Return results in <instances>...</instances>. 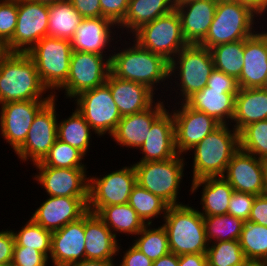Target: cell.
I'll return each instance as SVG.
<instances>
[{
    "instance_id": "cell-50",
    "label": "cell",
    "mask_w": 267,
    "mask_h": 266,
    "mask_svg": "<svg viewBox=\"0 0 267 266\" xmlns=\"http://www.w3.org/2000/svg\"><path fill=\"white\" fill-rule=\"evenodd\" d=\"M126 251H123L121 263L117 266H152L153 261L150 260L144 253L137 249L133 244H130Z\"/></svg>"
},
{
    "instance_id": "cell-20",
    "label": "cell",
    "mask_w": 267,
    "mask_h": 266,
    "mask_svg": "<svg viewBox=\"0 0 267 266\" xmlns=\"http://www.w3.org/2000/svg\"><path fill=\"white\" fill-rule=\"evenodd\" d=\"M115 28L117 29L118 25L106 17L83 18L70 40L72 50L99 54L106 56L111 61L113 53H108L106 49L112 47L110 45L112 40L114 42L115 39H118L114 38Z\"/></svg>"
},
{
    "instance_id": "cell-43",
    "label": "cell",
    "mask_w": 267,
    "mask_h": 266,
    "mask_svg": "<svg viewBox=\"0 0 267 266\" xmlns=\"http://www.w3.org/2000/svg\"><path fill=\"white\" fill-rule=\"evenodd\" d=\"M240 149L267 162V120L245 126L239 132Z\"/></svg>"
},
{
    "instance_id": "cell-15",
    "label": "cell",
    "mask_w": 267,
    "mask_h": 266,
    "mask_svg": "<svg viewBox=\"0 0 267 266\" xmlns=\"http://www.w3.org/2000/svg\"><path fill=\"white\" fill-rule=\"evenodd\" d=\"M181 103V104H180ZM178 104L181 105L176 107ZM175 103L171 113L174 120L175 146L179 155H184L221 124L206 113L196 111L185 102ZM177 108H179L177 110Z\"/></svg>"
},
{
    "instance_id": "cell-22",
    "label": "cell",
    "mask_w": 267,
    "mask_h": 266,
    "mask_svg": "<svg viewBox=\"0 0 267 266\" xmlns=\"http://www.w3.org/2000/svg\"><path fill=\"white\" fill-rule=\"evenodd\" d=\"M144 111L123 116L111 135L116 145L138 150L145 142L153 122L166 110L165 100L156 99Z\"/></svg>"
},
{
    "instance_id": "cell-51",
    "label": "cell",
    "mask_w": 267,
    "mask_h": 266,
    "mask_svg": "<svg viewBox=\"0 0 267 266\" xmlns=\"http://www.w3.org/2000/svg\"><path fill=\"white\" fill-rule=\"evenodd\" d=\"M83 18L101 17L100 0H69Z\"/></svg>"
},
{
    "instance_id": "cell-60",
    "label": "cell",
    "mask_w": 267,
    "mask_h": 266,
    "mask_svg": "<svg viewBox=\"0 0 267 266\" xmlns=\"http://www.w3.org/2000/svg\"><path fill=\"white\" fill-rule=\"evenodd\" d=\"M245 266H267L264 262H248Z\"/></svg>"
},
{
    "instance_id": "cell-35",
    "label": "cell",
    "mask_w": 267,
    "mask_h": 266,
    "mask_svg": "<svg viewBox=\"0 0 267 266\" xmlns=\"http://www.w3.org/2000/svg\"><path fill=\"white\" fill-rule=\"evenodd\" d=\"M239 243L249 262L267 263V227L243 220Z\"/></svg>"
},
{
    "instance_id": "cell-29",
    "label": "cell",
    "mask_w": 267,
    "mask_h": 266,
    "mask_svg": "<svg viewBox=\"0 0 267 266\" xmlns=\"http://www.w3.org/2000/svg\"><path fill=\"white\" fill-rule=\"evenodd\" d=\"M191 194L197 192L202 186V195L200 200V214L202 216H215L227 214L230 198L233 188L223 176L206 177L191 181Z\"/></svg>"
},
{
    "instance_id": "cell-34",
    "label": "cell",
    "mask_w": 267,
    "mask_h": 266,
    "mask_svg": "<svg viewBox=\"0 0 267 266\" xmlns=\"http://www.w3.org/2000/svg\"><path fill=\"white\" fill-rule=\"evenodd\" d=\"M71 114L67 119L57 121L59 122L57 123V139L78 149L86 156L92 145L90 142L93 130L76 108Z\"/></svg>"
},
{
    "instance_id": "cell-45",
    "label": "cell",
    "mask_w": 267,
    "mask_h": 266,
    "mask_svg": "<svg viewBox=\"0 0 267 266\" xmlns=\"http://www.w3.org/2000/svg\"><path fill=\"white\" fill-rule=\"evenodd\" d=\"M48 258L37 249L27 246H14L11 266H47Z\"/></svg>"
},
{
    "instance_id": "cell-56",
    "label": "cell",
    "mask_w": 267,
    "mask_h": 266,
    "mask_svg": "<svg viewBox=\"0 0 267 266\" xmlns=\"http://www.w3.org/2000/svg\"><path fill=\"white\" fill-rule=\"evenodd\" d=\"M115 260H82L71 263L67 266H116Z\"/></svg>"
},
{
    "instance_id": "cell-32",
    "label": "cell",
    "mask_w": 267,
    "mask_h": 266,
    "mask_svg": "<svg viewBox=\"0 0 267 266\" xmlns=\"http://www.w3.org/2000/svg\"><path fill=\"white\" fill-rule=\"evenodd\" d=\"M96 215L107 225L116 238H118V234L122 233L136 237L135 235L146 225L128 203L102 207Z\"/></svg>"
},
{
    "instance_id": "cell-53",
    "label": "cell",
    "mask_w": 267,
    "mask_h": 266,
    "mask_svg": "<svg viewBox=\"0 0 267 266\" xmlns=\"http://www.w3.org/2000/svg\"><path fill=\"white\" fill-rule=\"evenodd\" d=\"M179 266H207L206 253L180 255Z\"/></svg>"
},
{
    "instance_id": "cell-48",
    "label": "cell",
    "mask_w": 267,
    "mask_h": 266,
    "mask_svg": "<svg viewBox=\"0 0 267 266\" xmlns=\"http://www.w3.org/2000/svg\"><path fill=\"white\" fill-rule=\"evenodd\" d=\"M129 0H100L101 17L113 20L117 25L125 18Z\"/></svg>"
},
{
    "instance_id": "cell-57",
    "label": "cell",
    "mask_w": 267,
    "mask_h": 266,
    "mask_svg": "<svg viewBox=\"0 0 267 266\" xmlns=\"http://www.w3.org/2000/svg\"><path fill=\"white\" fill-rule=\"evenodd\" d=\"M7 44L0 38V62L9 54Z\"/></svg>"
},
{
    "instance_id": "cell-27",
    "label": "cell",
    "mask_w": 267,
    "mask_h": 266,
    "mask_svg": "<svg viewBox=\"0 0 267 266\" xmlns=\"http://www.w3.org/2000/svg\"><path fill=\"white\" fill-rule=\"evenodd\" d=\"M119 240L94 213L85 214L86 260H114L122 250Z\"/></svg>"
},
{
    "instance_id": "cell-24",
    "label": "cell",
    "mask_w": 267,
    "mask_h": 266,
    "mask_svg": "<svg viewBox=\"0 0 267 266\" xmlns=\"http://www.w3.org/2000/svg\"><path fill=\"white\" fill-rule=\"evenodd\" d=\"M244 65L237 79L240 88H261L267 76V31L244 40Z\"/></svg>"
},
{
    "instance_id": "cell-42",
    "label": "cell",
    "mask_w": 267,
    "mask_h": 266,
    "mask_svg": "<svg viewBox=\"0 0 267 266\" xmlns=\"http://www.w3.org/2000/svg\"><path fill=\"white\" fill-rule=\"evenodd\" d=\"M85 155L78 149L57 139L45 158L33 166H47L53 168H86L82 161Z\"/></svg>"
},
{
    "instance_id": "cell-1",
    "label": "cell",
    "mask_w": 267,
    "mask_h": 266,
    "mask_svg": "<svg viewBox=\"0 0 267 266\" xmlns=\"http://www.w3.org/2000/svg\"><path fill=\"white\" fill-rule=\"evenodd\" d=\"M132 42V46L128 47L126 44L121 50L120 47L118 50L116 47L114 50H108L114 53L110 61L111 73L119 79L144 84L155 93L160 89L158 85L170 79V62L163 56L141 47L134 40Z\"/></svg>"
},
{
    "instance_id": "cell-14",
    "label": "cell",
    "mask_w": 267,
    "mask_h": 266,
    "mask_svg": "<svg viewBox=\"0 0 267 266\" xmlns=\"http://www.w3.org/2000/svg\"><path fill=\"white\" fill-rule=\"evenodd\" d=\"M49 5L18 0L17 24L13 38L7 43L9 52L27 53L47 36Z\"/></svg>"
},
{
    "instance_id": "cell-9",
    "label": "cell",
    "mask_w": 267,
    "mask_h": 266,
    "mask_svg": "<svg viewBox=\"0 0 267 266\" xmlns=\"http://www.w3.org/2000/svg\"><path fill=\"white\" fill-rule=\"evenodd\" d=\"M132 37L141 47L163 56L169 62L188 45L176 9L141 26Z\"/></svg>"
},
{
    "instance_id": "cell-11",
    "label": "cell",
    "mask_w": 267,
    "mask_h": 266,
    "mask_svg": "<svg viewBox=\"0 0 267 266\" xmlns=\"http://www.w3.org/2000/svg\"><path fill=\"white\" fill-rule=\"evenodd\" d=\"M74 100L75 108L82 114L97 137L113 134L122 116L106 83L80 93Z\"/></svg>"
},
{
    "instance_id": "cell-18",
    "label": "cell",
    "mask_w": 267,
    "mask_h": 266,
    "mask_svg": "<svg viewBox=\"0 0 267 266\" xmlns=\"http://www.w3.org/2000/svg\"><path fill=\"white\" fill-rule=\"evenodd\" d=\"M267 162L239 149L228 163L223 177L234 191L262 195Z\"/></svg>"
},
{
    "instance_id": "cell-5",
    "label": "cell",
    "mask_w": 267,
    "mask_h": 266,
    "mask_svg": "<svg viewBox=\"0 0 267 266\" xmlns=\"http://www.w3.org/2000/svg\"><path fill=\"white\" fill-rule=\"evenodd\" d=\"M256 17L262 18L237 0H218L213 21L199 44L211 49L219 44L245 40L257 32Z\"/></svg>"
},
{
    "instance_id": "cell-40",
    "label": "cell",
    "mask_w": 267,
    "mask_h": 266,
    "mask_svg": "<svg viewBox=\"0 0 267 266\" xmlns=\"http://www.w3.org/2000/svg\"><path fill=\"white\" fill-rule=\"evenodd\" d=\"M206 257L207 266H245L249 262L238 240L209 244Z\"/></svg>"
},
{
    "instance_id": "cell-58",
    "label": "cell",
    "mask_w": 267,
    "mask_h": 266,
    "mask_svg": "<svg viewBox=\"0 0 267 266\" xmlns=\"http://www.w3.org/2000/svg\"><path fill=\"white\" fill-rule=\"evenodd\" d=\"M262 195L267 197V165L264 170V186H263Z\"/></svg>"
},
{
    "instance_id": "cell-16",
    "label": "cell",
    "mask_w": 267,
    "mask_h": 266,
    "mask_svg": "<svg viewBox=\"0 0 267 266\" xmlns=\"http://www.w3.org/2000/svg\"><path fill=\"white\" fill-rule=\"evenodd\" d=\"M49 101H11L0 105V135L14 152L24 143L36 114Z\"/></svg>"
},
{
    "instance_id": "cell-28",
    "label": "cell",
    "mask_w": 267,
    "mask_h": 266,
    "mask_svg": "<svg viewBox=\"0 0 267 266\" xmlns=\"http://www.w3.org/2000/svg\"><path fill=\"white\" fill-rule=\"evenodd\" d=\"M236 94L205 87L195 92L185 103L196 111L206 113L220 124L232 125Z\"/></svg>"
},
{
    "instance_id": "cell-19",
    "label": "cell",
    "mask_w": 267,
    "mask_h": 266,
    "mask_svg": "<svg viewBox=\"0 0 267 266\" xmlns=\"http://www.w3.org/2000/svg\"><path fill=\"white\" fill-rule=\"evenodd\" d=\"M46 198L30 217L35 223L52 232L80 219L88 212V198Z\"/></svg>"
},
{
    "instance_id": "cell-55",
    "label": "cell",
    "mask_w": 267,
    "mask_h": 266,
    "mask_svg": "<svg viewBox=\"0 0 267 266\" xmlns=\"http://www.w3.org/2000/svg\"><path fill=\"white\" fill-rule=\"evenodd\" d=\"M152 266H179V256L175 253H169L153 261Z\"/></svg>"
},
{
    "instance_id": "cell-25",
    "label": "cell",
    "mask_w": 267,
    "mask_h": 266,
    "mask_svg": "<svg viewBox=\"0 0 267 266\" xmlns=\"http://www.w3.org/2000/svg\"><path fill=\"white\" fill-rule=\"evenodd\" d=\"M218 0H194L174 5L181 20L183 36L188 44H199L213 21Z\"/></svg>"
},
{
    "instance_id": "cell-37",
    "label": "cell",
    "mask_w": 267,
    "mask_h": 266,
    "mask_svg": "<svg viewBox=\"0 0 267 266\" xmlns=\"http://www.w3.org/2000/svg\"><path fill=\"white\" fill-rule=\"evenodd\" d=\"M210 50L215 69L236 79L240 77L244 65V40L219 44Z\"/></svg>"
},
{
    "instance_id": "cell-38",
    "label": "cell",
    "mask_w": 267,
    "mask_h": 266,
    "mask_svg": "<svg viewBox=\"0 0 267 266\" xmlns=\"http://www.w3.org/2000/svg\"><path fill=\"white\" fill-rule=\"evenodd\" d=\"M206 239L209 244L214 242L239 240L243 220L230 214L203 216Z\"/></svg>"
},
{
    "instance_id": "cell-52",
    "label": "cell",
    "mask_w": 267,
    "mask_h": 266,
    "mask_svg": "<svg viewBox=\"0 0 267 266\" xmlns=\"http://www.w3.org/2000/svg\"><path fill=\"white\" fill-rule=\"evenodd\" d=\"M248 220L267 227V197L266 196L259 195L255 197Z\"/></svg>"
},
{
    "instance_id": "cell-21",
    "label": "cell",
    "mask_w": 267,
    "mask_h": 266,
    "mask_svg": "<svg viewBox=\"0 0 267 266\" xmlns=\"http://www.w3.org/2000/svg\"><path fill=\"white\" fill-rule=\"evenodd\" d=\"M85 259L84 215L52 232L51 253L48 260L52 261L53 266H67Z\"/></svg>"
},
{
    "instance_id": "cell-61",
    "label": "cell",
    "mask_w": 267,
    "mask_h": 266,
    "mask_svg": "<svg viewBox=\"0 0 267 266\" xmlns=\"http://www.w3.org/2000/svg\"><path fill=\"white\" fill-rule=\"evenodd\" d=\"M190 1H194V0H173L174 5H180V4H184Z\"/></svg>"
},
{
    "instance_id": "cell-46",
    "label": "cell",
    "mask_w": 267,
    "mask_h": 266,
    "mask_svg": "<svg viewBox=\"0 0 267 266\" xmlns=\"http://www.w3.org/2000/svg\"><path fill=\"white\" fill-rule=\"evenodd\" d=\"M255 197L256 195L250 193L233 191L227 214L242 220H248Z\"/></svg>"
},
{
    "instance_id": "cell-49",
    "label": "cell",
    "mask_w": 267,
    "mask_h": 266,
    "mask_svg": "<svg viewBox=\"0 0 267 266\" xmlns=\"http://www.w3.org/2000/svg\"><path fill=\"white\" fill-rule=\"evenodd\" d=\"M15 238L12 229L0 231V265L9 266L13 260Z\"/></svg>"
},
{
    "instance_id": "cell-54",
    "label": "cell",
    "mask_w": 267,
    "mask_h": 266,
    "mask_svg": "<svg viewBox=\"0 0 267 266\" xmlns=\"http://www.w3.org/2000/svg\"><path fill=\"white\" fill-rule=\"evenodd\" d=\"M237 1L251 8L259 16L263 15L264 17L267 14V0H237Z\"/></svg>"
},
{
    "instance_id": "cell-10",
    "label": "cell",
    "mask_w": 267,
    "mask_h": 266,
    "mask_svg": "<svg viewBox=\"0 0 267 266\" xmlns=\"http://www.w3.org/2000/svg\"><path fill=\"white\" fill-rule=\"evenodd\" d=\"M91 176L88 187V211L94 214L108 205L128 203L133 187L137 183L133 163L103 177Z\"/></svg>"
},
{
    "instance_id": "cell-3",
    "label": "cell",
    "mask_w": 267,
    "mask_h": 266,
    "mask_svg": "<svg viewBox=\"0 0 267 266\" xmlns=\"http://www.w3.org/2000/svg\"><path fill=\"white\" fill-rule=\"evenodd\" d=\"M229 124H221L190 151L192 181L206 177L223 176L232 156L240 149L239 132Z\"/></svg>"
},
{
    "instance_id": "cell-39",
    "label": "cell",
    "mask_w": 267,
    "mask_h": 266,
    "mask_svg": "<svg viewBox=\"0 0 267 266\" xmlns=\"http://www.w3.org/2000/svg\"><path fill=\"white\" fill-rule=\"evenodd\" d=\"M151 226V227H150ZM146 224L132 241L133 245L144 253L150 260L155 261L170 253L167 233L162 225L158 228Z\"/></svg>"
},
{
    "instance_id": "cell-4",
    "label": "cell",
    "mask_w": 267,
    "mask_h": 266,
    "mask_svg": "<svg viewBox=\"0 0 267 266\" xmlns=\"http://www.w3.org/2000/svg\"><path fill=\"white\" fill-rule=\"evenodd\" d=\"M162 226L164 227L171 253H206L209 243L200 211L189 204L169 206Z\"/></svg>"
},
{
    "instance_id": "cell-13",
    "label": "cell",
    "mask_w": 267,
    "mask_h": 266,
    "mask_svg": "<svg viewBox=\"0 0 267 266\" xmlns=\"http://www.w3.org/2000/svg\"><path fill=\"white\" fill-rule=\"evenodd\" d=\"M57 99L52 98L35 116L24 143L15 151L20 161L41 162L57 140ZM30 159V160H29Z\"/></svg>"
},
{
    "instance_id": "cell-7",
    "label": "cell",
    "mask_w": 267,
    "mask_h": 266,
    "mask_svg": "<svg viewBox=\"0 0 267 266\" xmlns=\"http://www.w3.org/2000/svg\"><path fill=\"white\" fill-rule=\"evenodd\" d=\"M72 52L70 40L49 36L42 38L27 52L42 83L54 98H57L55 90L66 83Z\"/></svg>"
},
{
    "instance_id": "cell-8",
    "label": "cell",
    "mask_w": 267,
    "mask_h": 266,
    "mask_svg": "<svg viewBox=\"0 0 267 266\" xmlns=\"http://www.w3.org/2000/svg\"><path fill=\"white\" fill-rule=\"evenodd\" d=\"M183 155H177L169 160L134 162L137 183L159 196L169 206L180 205L179 188L184 177L186 164Z\"/></svg>"
},
{
    "instance_id": "cell-47",
    "label": "cell",
    "mask_w": 267,
    "mask_h": 266,
    "mask_svg": "<svg viewBox=\"0 0 267 266\" xmlns=\"http://www.w3.org/2000/svg\"><path fill=\"white\" fill-rule=\"evenodd\" d=\"M206 87L211 89H223L226 93H238L240 87L235 77L225 74L214 68Z\"/></svg>"
},
{
    "instance_id": "cell-26",
    "label": "cell",
    "mask_w": 267,
    "mask_h": 266,
    "mask_svg": "<svg viewBox=\"0 0 267 266\" xmlns=\"http://www.w3.org/2000/svg\"><path fill=\"white\" fill-rule=\"evenodd\" d=\"M106 84L122 117L144 111L156 101L154 98L156 93L146 85L119 79L111 72Z\"/></svg>"
},
{
    "instance_id": "cell-41",
    "label": "cell",
    "mask_w": 267,
    "mask_h": 266,
    "mask_svg": "<svg viewBox=\"0 0 267 266\" xmlns=\"http://www.w3.org/2000/svg\"><path fill=\"white\" fill-rule=\"evenodd\" d=\"M15 238V246H27L35 248L48 259L51 253L52 231L44 229L31 218L26 221L20 230H12Z\"/></svg>"
},
{
    "instance_id": "cell-62",
    "label": "cell",
    "mask_w": 267,
    "mask_h": 266,
    "mask_svg": "<svg viewBox=\"0 0 267 266\" xmlns=\"http://www.w3.org/2000/svg\"><path fill=\"white\" fill-rule=\"evenodd\" d=\"M263 90L267 91V76L265 78V81L263 83V86L261 87Z\"/></svg>"
},
{
    "instance_id": "cell-17",
    "label": "cell",
    "mask_w": 267,
    "mask_h": 266,
    "mask_svg": "<svg viewBox=\"0 0 267 266\" xmlns=\"http://www.w3.org/2000/svg\"><path fill=\"white\" fill-rule=\"evenodd\" d=\"M33 180L40 184L48 196L88 198L89 175L87 168H53L34 166Z\"/></svg>"
},
{
    "instance_id": "cell-44",
    "label": "cell",
    "mask_w": 267,
    "mask_h": 266,
    "mask_svg": "<svg viewBox=\"0 0 267 266\" xmlns=\"http://www.w3.org/2000/svg\"><path fill=\"white\" fill-rule=\"evenodd\" d=\"M18 0H0V38L7 44L17 24Z\"/></svg>"
},
{
    "instance_id": "cell-30",
    "label": "cell",
    "mask_w": 267,
    "mask_h": 266,
    "mask_svg": "<svg viewBox=\"0 0 267 266\" xmlns=\"http://www.w3.org/2000/svg\"><path fill=\"white\" fill-rule=\"evenodd\" d=\"M267 120V91L262 88H240L235 96L231 125L240 132L245 126Z\"/></svg>"
},
{
    "instance_id": "cell-12",
    "label": "cell",
    "mask_w": 267,
    "mask_h": 266,
    "mask_svg": "<svg viewBox=\"0 0 267 266\" xmlns=\"http://www.w3.org/2000/svg\"><path fill=\"white\" fill-rule=\"evenodd\" d=\"M111 72L110 60L95 53L73 51L66 83L58 90L66 99H74L80 93L106 83Z\"/></svg>"
},
{
    "instance_id": "cell-2",
    "label": "cell",
    "mask_w": 267,
    "mask_h": 266,
    "mask_svg": "<svg viewBox=\"0 0 267 266\" xmlns=\"http://www.w3.org/2000/svg\"><path fill=\"white\" fill-rule=\"evenodd\" d=\"M46 92L49 91L27 53L10 52L0 62V105L11 101L51 100L53 95Z\"/></svg>"
},
{
    "instance_id": "cell-33",
    "label": "cell",
    "mask_w": 267,
    "mask_h": 266,
    "mask_svg": "<svg viewBox=\"0 0 267 266\" xmlns=\"http://www.w3.org/2000/svg\"><path fill=\"white\" fill-rule=\"evenodd\" d=\"M82 19L69 0L49 5L47 36L71 40Z\"/></svg>"
},
{
    "instance_id": "cell-59",
    "label": "cell",
    "mask_w": 267,
    "mask_h": 266,
    "mask_svg": "<svg viewBox=\"0 0 267 266\" xmlns=\"http://www.w3.org/2000/svg\"><path fill=\"white\" fill-rule=\"evenodd\" d=\"M30 1L36 2V3H42L46 5H52L56 2L63 1V0H30Z\"/></svg>"
},
{
    "instance_id": "cell-6",
    "label": "cell",
    "mask_w": 267,
    "mask_h": 266,
    "mask_svg": "<svg viewBox=\"0 0 267 266\" xmlns=\"http://www.w3.org/2000/svg\"><path fill=\"white\" fill-rule=\"evenodd\" d=\"M214 60L211 50L200 44L186 45L171 61L169 76L172 86V79H176L174 91L179 94L185 102L195 92L201 91L206 87L207 81L214 70ZM172 76L174 78H172ZM179 80V81H178Z\"/></svg>"
},
{
    "instance_id": "cell-31",
    "label": "cell",
    "mask_w": 267,
    "mask_h": 266,
    "mask_svg": "<svg viewBox=\"0 0 267 266\" xmlns=\"http://www.w3.org/2000/svg\"><path fill=\"white\" fill-rule=\"evenodd\" d=\"M175 9L173 0H129L125 18L118 24L119 29L131 35L141 26L154 21Z\"/></svg>"
},
{
    "instance_id": "cell-36",
    "label": "cell",
    "mask_w": 267,
    "mask_h": 266,
    "mask_svg": "<svg viewBox=\"0 0 267 266\" xmlns=\"http://www.w3.org/2000/svg\"><path fill=\"white\" fill-rule=\"evenodd\" d=\"M128 204L136 211L145 224H152L155 217L166 215L169 205L159 196L141 187L138 183L133 187ZM159 215V216H158Z\"/></svg>"
},
{
    "instance_id": "cell-23",
    "label": "cell",
    "mask_w": 267,
    "mask_h": 266,
    "mask_svg": "<svg viewBox=\"0 0 267 266\" xmlns=\"http://www.w3.org/2000/svg\"><path fill=\"white\" fill-rule=\"evenodd\" d=\"M138 150L143 155L139 162L169 160L179 155L175 146L174 120L170 109H166L153 122L145 142Z\"/></svg>"
}]
</instances>
